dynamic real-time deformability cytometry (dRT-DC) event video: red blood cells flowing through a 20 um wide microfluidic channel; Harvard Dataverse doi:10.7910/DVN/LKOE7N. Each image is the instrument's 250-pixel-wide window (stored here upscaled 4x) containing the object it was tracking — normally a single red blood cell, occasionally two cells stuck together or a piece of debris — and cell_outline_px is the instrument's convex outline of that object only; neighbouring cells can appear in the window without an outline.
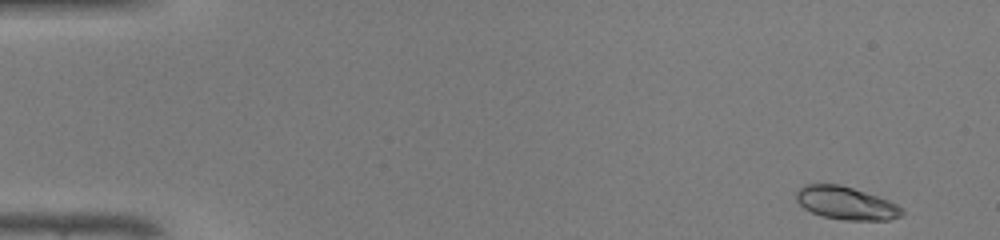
{"species": "common noctule bat (a hibernating species)", "species_latin": "Nyctalus noctula", "temperature_condition": "warm", "stored_images_in_passage": 45, "camera_frame_rate_fps": 3000, "um_per_image_px": 0.085, "animal": {"sex": "male", "body_mass_g": 19.0, "forearm_length_mm": 50.8}, "frame": {"image": 1, "passage_image": 1, "time_ms": 0.0, "image_size_px": [1000, 240], "cell_outline_px": [[904, 212], [900, 216], [888, 220], [844, 220], [820, 216], [804, 208], [796, 200], [796, 192], [804, 184], [840, 184], [888, 200], [896, 204]], "centroid_in_image_um": [71.87, 17.27], "position_along_channel_um": 13.1, "area_um2": 20.11}}
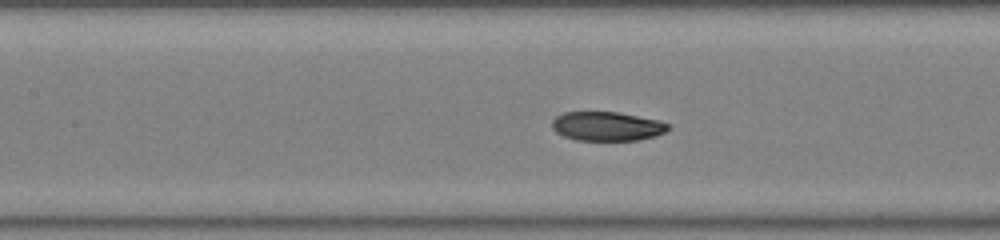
{"frame": {"image": 2, "passage_image": 20, "time_ms": 6.333, "image_size_px": [1000, 240], "cell_outline_px": [[672, 128], [656, 136], [636, 140], [576, 140], [564, 136], [556, 132], [552, 128], [552, 120], [556, 116], [564, 112], [616, 112], [656, 120], [668, 124]], "centroid_in_image_um": [51.57, 10.74], "position_along_channel_um": 155.8, "area_um2": 19.54}}
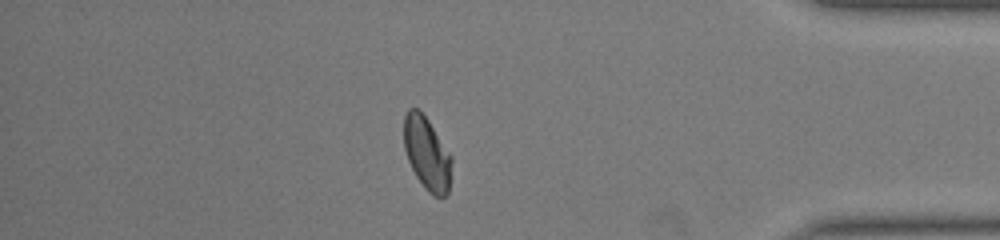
{"frame": {"image": 3, "passage_image": 39, "time_ms": 12.667, "image_size_px": [1000, 240], "cell_outline_px": [[452, 160], [448, 192], [444, 196], [432, 196], [424, 188], [416, 176], [408, 160], [404, 148], [404, 116], [408, 108], [416, 108], [428, 120], [452, 156]], "centroid_in_image_um": [36.28, 13.05], "position_along_channel_um": 398.9, "area_um2": 20.17}, "authors_computed_cell_mechanics": {"area_um2": 20.4612, "velocity_mm_per_s": 4.3226, "shape_relaxation_time_tau1_ms": 3.098, "shape_relaxation_time_tau2_ms": 1.3927, "deformation_change_tau1": 0.1403, "deformation_change_tau2": 0.0376}}